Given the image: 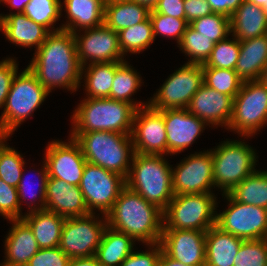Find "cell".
<instances>
[{"label": "cell", "instance_id": "6da1fadb", "mask_svg": "<svg viewBox=\"0 0 267 266\" xmlns=\"http://www.w3.org/2000/svg\"><path fill=\"white\" fill-rule=\"evenodd\" d=\"M33 55L27 67L49 92L56 87L71 90V93L78 91L83 81L74 33L50 32Z\"/></svg>", "mask_w": 267, "mask_h": 266}, {"label": "cell", "instance_id": "7a4b0ae2", "mask_svg": "<svg viewBox=\"0 0 267 266\" xmlns=\"http://www.w3.org/2000/svg\"><path fill=\"white\" fill-rule=\"evenodd\" d=\"M107 225L146 245L160 243L163 211L127 186L106 214Z\"/></svg>", "mask_w": 267, "mask_h": 266}, {"label": "cell", "instance_id": "3957f363", "mask_svg": "<svg viewBox=\"0 0 267 266\" xmlns=\"http://www.w3.org/2000/svg\"><path fill=\"white\" fill-rule=\"evenodd\" d=\"M73 112L71 133L106 131L131 134L136 108L110 98L85 97Z\"/></svg>", "mask_w": 267, "mask_h": 266}, {"label": "cell", "instance_id": "277c9868", "mask_svg": "<svg viewBox=\"0 0 267 266\" xmlns=\"http://www.w3.org/2000/svg\"><path fill=\"white\" fill-rule=\"evenodd\" d=\"M126 186L164 211L173 199L172 166L164 155L134 153Z\"/></svg>", "mask_w": 267, "mask_h": 266}, {"label": "cell", "instance_id": "5b68a950", "mask_svg": "<svg viewBox=\"0 0 267 266\" xmlns=\"http://www.w3.org/2000/svg\"><path fill=\"white\" fill-rule=\"evenodd\" d=\"M69 136L78 142L87 162L128 177L135 153L131 134L96 131Z\"/></svg>", "mask_w": 267, "mask_h": 266}, {"label": "cell", "instance_id": "8992f818", "mask_svg": "<svg viewBox=\"0 0 267 266\" xmlns=\"http://www.w3.org/2000/svg\"><path fill=\"white\" fill-rule=\"evenodd\" d=\"M244 141L226 139L215 149H209L213 158L214 185L223 194L256 171L258 153Z\"/></svg>", "mask_w": 267, "mask_h": 266}, {"label": "cell", "instance_id": "52a82bcc", "mask_svg": "<svg viewBox=\"0 0 267 266\" xmlns=\"http://www.w3.org/2000/svg\"><path fill=\"white\" fill-rule=\"evenodd\" d=\"M216 198L214 193L174 195L163 211V229L207 232L216 225Z\"/></svg>", "mask_w": 267, "mask_h": 266}, {"label": "cell", "instance_id": "ba28073f", "mask_svg": "<svg viewBox=\"0 0 267 266\" xmlns=\"http://www.w3.org/2000/svg\"><path fill=\"white\" fill-rule=\"evenodd\" d=\"M49 94L28 67L21 73L17 72L0 115V123L14 133L21 123L32 116Z\"/></svg>", "mask_w": 267, "mask_h": 266}, {"label": "cell", "instance_id": "9c48e42d", "mask_svg": "<svg viewBox=\"0 0 267 266\" xmlns=\"http://www.w3.org/2000/svg\"><path fill=\"white\" fill-rule=\"evenodd\" d=\"M267 126V88L260 80L244 81L233 100L228 131L252 138Z\"/></svg>", "mask_w": 267, "mask_h": 266}, {"label": "cell", "instance_id": "30bf717a", "mask_svg": "<svg viewBox=\"0 0 267 266\" xmlns=\"http://www.w3.org/2000/svg\"><path fill=\"white\" fill-rule=\"evenodd\" d=\"M125 187L122 175L86 162L79 188L90 213L106 215Z\"/></svg>", "mask_w": 267, "mask_h": 266}, {"label": "cell", "instance_id": "8fae6325", "mask_svg": "<svg viewBox=\"0 0 267 266\" xmlns=\"http://www.w3.org/2000/svg\"><path fill=\"white\" fill-rule=\"evenodd\" d=\"M106 227L103 214L100 218L95 213L65 218L58 247L69 258L94 256Z\"/></svg>", "mask_w": 267, "mask_h": 266}, {"label": "cell", "instance_id": "7c38bea8", "mask_svg": "<svg viewBox=\"0 0 267 266\" xmlns=\"http://www.w3.org/2000/svg\"><path fill=\"white\" fill-rule=\"evenodd\" d=\"M204 84L201 64L185 63L169 75L149 105L156 110L186 109L193 95Z\"/></svg>", "mask_w": 267, "mask_h": 266}, {"label": "cell", "instance_id": "4fadbf2b", "mask_svg": "<svg viewBox=\"0 0 267 266\" xmlns=\"http://www.w3.org/2000/svg\"><path fill=\"white\" fill-rule=\"evenodd\" d=\"M228 208L216 215V225L244 240L267 238V209L235 201L228 193Z\"/></svg>", "mask_w": 267, "mask_h": 266}, {"label": "cell", "instance_id": "5bb4252c", "mask_svg": "<svg viewBox=\"0 0 267 266\" xmlns=\"http://www.w3.org/2000/svg\"><path fill=\"white\" fill-rule=\"evenodd\" d=\"M213 187V158L210 150L190 154L176 167H172L174 195L212 193Z\"/></svg>", "mask_w": 267, "mask_h": 266}, {"label": "cell", "instance_id": "9a60e30c", "mask_svg": "<svg viewBox=\"0 0 267 266\" xmlns=\"http://www.w3.org/2000/svg\"><path fill=\"white\" fill-rule=\"evenodd\" d=\"M83 32L82 35L80 32ZM81 67L91 63L123 62L126 59L119 45V35L105 24L74 33Z\"/></svg>", "mask_w": 267, "mask_h": 266}, {"label": "cell", "instance_id": "2e32d148", "mask_svg": "<svg viewBox=\"0 0 267 266\" xmlns=\"http://www.w3.org/2000/svg\"><path fill=\"white\" fill-rule=\"evenodd\" d=\"M134 152L138 154L167 155V132L163 110L149 104L136 109L131 133Z\"/></svg>", "mask_w": 267, "mask_h": 266}, {"label": "cell", "instance_id": "e0dca14e", "mask_svg": "<svg viewBox=\"0 0 267 266\" xmlns=\"http://www.w3.org/2000/svg\"><path fill=\"white\" fill-rule=\"evenodd\" d=\"M68 142L52 140L45 149V165L48 177L79 186L86 159L78 142L69 136Z\"/></svg>", "mask_w": 267, "mask_h": 266}, {"label": "cell", "instance_id": "ac0fdd59", "mask_svg": "<svg viewBox=\"0 0 267 266\" xmlns=\"http://www.w3.org/2000/svg\"><path fill=\"white\" fill-rule=\"evenodd\" d=\"M206 232L199 230L163 229L162 251L172 259L188 266H205Z\"/></svg>", "mask_w": 267, "mask_h": 266}, {"label": "cell", "instance_id": "d6986e66", "mask_svg": "<svg viewBox=\"0 0 267 266\" xmlns=\"http://www.w3.org/2000/svg\"><path fill=\"white\" fill-rule=\"evenodd\" d=\"M163 119L167 132V155L170 156L186 150L209 126L187 109H165Z\"/></svg>", "mask_w": 267, "mask_h": 266}, {"label": "cell", "instance_id": "ffe728a7", "mask_svg": "<svg viewBox=\"0 0 267 266\" xmlns=\"http://www.w3.org/2000/svg\"><path fill=\"white\" fill-rule=\"evenodd\" d=\"M232 96L222 94L203 84L193 95L186 108L191 114L206 122L209 127L228 128L233 112Z\"/></svg>", "mask_w": 267, "mask_h": 266}, {"label": "cell", "instance_id": "44dd1931", "mask_svg": "<svg viewBox=\"0 0 267 266\" xmlns=\"http://www.w3.org/2000/svg\"><path fill=\"white\" fill-rule=\"evenodd\" d=\"M45 210L55 212L64 218L90 214L79 186L51 177L47 180Z\"/></svg>", "mask_w": 267, "mask_h": 266}, {"label": "cell", "instance_id": "7402d4cb", "mask_svg": "<svg viewBox=\"0 0 267 266\" xmlns=\"http://www.w3.org/2000/svg\"><path fill=\"white\" fill-rule=\"evenodd\" d=\"M12 224L5 237V258L0 266H26L40 249L29 225L23 219H10Z\"/></svg>", "mask_w": 267, "mask_h": 266}, {"label": "cell", "instance_id": "603a6c76", "mask_svg": "<svg viewBox=\"0 0 267 266\" xmlns=\"http://www.w3.org/2000/svg\"><path fill=\"white\" fill-rule=\"evenodd\" d=\"M0 17L1 32L4 33L5 38L21 47H30V49L34 47L37 50L50 33L24 13L0 14Z\"/></svg>", "mask_w": 267, "mask_h": 266}, {"label": "cell", "instance_id": "cb8c5ba5", "mask_svg": "<svg viewBox=\"0 0 267 266\" xmlns=\"http://www.w3.org/2000/svg\"><path fill=\"white\" fill-rule=\"evenodd\" d=\"M62 9L65 10L68 19L61 24L62 30L75 33L81 29L96 28L104 24V0H63Z\"/></svg>", "mask_w": 267, "mask_h": 266}, {"label": "cell", "instance_id": "d4e9b609", "mask_svg": "<svg viewBox=\"0 0 267 266\" xmlns=\"http://www.w3.org/2000/svg\"><path fill=\"white\" fill-rule=\"evenodd\" d=\"M267 65V34L240 41L235 71L244 81L259 80Z\"/></svg>", "mask_w": 267, "mask_h": 266}, {"label": "cell", "instance_id": "484cf974", "mask_svg": "<svg viewBox=\"0 0 267 266\" xmlns=\"http://www.w3.org/2000/svg\"><path fill=\"white\" fill-rule=\"evenodd\" d=\"M243 241L217 225L210 227L205 236V266H233Z\"/></svg>", "mask_w": 267, "mask_h": 266}, {"label": "cell", "instance_id": "4316f807", "mask_svg": "<svg viewBox=\"0 0 267 266\" xmlns=\"http://www.w3.org/2000/svg\"><path fill=\"white\" fill-rule=\"evenodd\" d=\"M230 33L239 41L267 34V15L254 3L244 0L230 17Z\"/></svg>", "mask_w": 267, "mask_h": 266}, {"label": "cell", "instance_id": "83f0119b", "mask_svg": "<svg viewBox=\"0 0 267 266\" xmlns=\"http://www.w3.org/2000/svg\"><path fill=\"white\" fill-rule=\"evenodd\" d=\"M22 219L31 228L40 249L59 246L64 217L48 210H38L24 213Z\"/></svg>", "mask_w": 267, "mask_h": 266}, {"label": "cell", "instance_id": "f1b7e54d", "mask_svg": "<svg viewBox=\"0 0 267 266\" xmlns=\"http://www.w3.org/2000/svg\"><path fill=\"white\" fill-rule=\"evenodd\" d=\"M150 10L147 5L134 0L111 2L105 4L104 24L118 33L145 21L149 17Z\"/></svg>", "mask_w": 267, "mask_h": 266}, {"label": "cell", "instance_id": "f546056e", "mask_svg": "<svg viewBox=\"0 0 267 266\" xmlns=\"http://www.w3.org/2000/svg\"><path fill=\"white\" fill-rule=\"evenodd\" d=\"M134 242L132 237L107 225L95 256L101 266H121L134 250Z\"/></svg>", "mask_w": 267, "mask_h": 266}, {"label": "cell", "instance_id": "4dcf8cb0", "mask_svg": "<svg viewBox=\"0 0 267 266\" xmlns=\"http://www.w3.org/2000/svg\"><path fill=\"white\" fill-rule=\"evenodd\" d=\"M116 71V62L91 63L81 68L85 97L110 98V90ZM84 78H83V77Z\"/></svg>", "mask_w": 267, "mask_h": 266}, {"label": "cell", "instance_id": "1f68e13d", "mask_svg": "<svg viewBox=\"0 0 267 266\" xmlns=\"http://www.w3.org/2000/svg\"><path fill=\"white\" fill-rule=\"evenodd\" d=\"M141 75L129 65L128 61L116 62V71L110 90V99L132 104L136 109L149 104L132 99L134 93L141 87Z\"/></svg>", "mask_w": 267, "mask_h": 266}, {"label": "cell", "instance_id": "d6a6232c", "mask_svg": "<svg viewBox=\"0 0 267 266\" xmlns=\"http://www.w3.org/2000/svg\"><path fill=\"white\" fill-rule=\"evenodd\" d=\"M240 203L267 209V170H256L228 193Z\"/></svg>", "mask_w": 267, "mask_h": 266}, {"label": "cell", "instance_id": "836d02e7", "mask_svg": "<svg viewBox=\"0 0 267 266\" xmlns=\"http://www.w3.org/2000/svg\"><path fill=\"white\" fill-rule=\"evenodd\" d=\"M118 35L120 49L124 57L128 52L139 54L141 51H145L155 41L153 26L149 17L141 23L119 31Z\"/></svg>", "mask_w": 267, "mask_h": 266}, {"label": "cell", "instance_id": "e575fe53", "mask_svg": "<svg viewBox=\"0 0 267 266\" xmlns=\"http://www.w3.org/2000/svg\"><path fill=\"white\" fill-rule=\"evenodd\" d=\"M62 12L61 0H30L24 14L49 32H55L62 30L61 26L54 27V23L60 21L58 19L61 18Z\"/></svg>", "mask_w": 267, "mask_h": 266}, {"label": "cell", "instance_id": "d590c367", "mask_svg": "<svg viewBox=\"0 0 267 266\" xmlns=\"http://www.w3.org/2000/svg\"><path fill=\"white\" fill-rule=\"evenodd\" d=\"M214 44L210 38L201 35L188 25L181 41L177 45L190 58L187 63L202 65L209 58Z\"/></svg>", "mask_w": 267, "mask_h": 266}, {"label": "cell", "instance_id": "8d00e7d4", "mask_svg": "<svg viewBox=\"0 0 267 266\" xmlns=\"http://www.w3.org/2000/svg\"><path fill=\"white\" fill-rule=\"evenodd\" d=\"M42 167L43 168L40 169L41 171H38V170L36 171L37 175H38V178L40 177L39 180L37 179L39 181L38 182V184H39L38 185V189L39 190L36 191L38 193L37 194L35 192V190H33V193L30 192L32 189H34V187L30 185L32 183L31 181L29 182V181H27V178L25 179V176H24L25 175V172H24L25 171V166H24V169L22 171V176H21V179H20L18 187H17V192H18V196H19V205H20V219H22V217L24 216V215H22L23 214V212H22L23 208L21 206V205H23V204H21L23 202L29 208L26 213H29V212H32V211H38V210H45V197H46V187H47V180H48V173H47V167L45 165V162H43V166ZM28 194L30 195V197L32 199V200H29V203H28V201H26ZM36 198H37L38 201L36 200Z\"/></svg>", "mask_w": 267, "mask_h": 266}, {"label": "cell", "instance_id": "74e56055", "mask_svg": "<svg viewBox=\"0 0 267 266\" xmlns=\"http://www.w3.org/2000/svg\"><path fill=\"white\" fill-rule=\"evenodd\" d=\"M228 37L214 44V48L207 61L202 64V68L235 70L239 58L240 41L233 35L232 38Z\"/></svg>", "mask_w": 267, "mask_h": 266}, {"label": "cell", "instance_id": "f35d334b", "mask_svg": "<svg viewBox=\"0 0 267 266\" xmlns=\"http://www.w3.org/2000/svg\"><path fill=\"white\" fill-rule=\"evenodd\" d=\"M203 81L207 87L233 98L243 84L235 70L221 68H203Z\"/></svg>", "mask_w": 267, "mask_h": 266}, {"label": "cell", "instance_id": "ab89813d", "mask_svg": "<svg viewBox=\"0 0 267 266\" xmlns=\"http://www.w3.org/2000/svg\"><path fill=\"white\" fill-rule=\"evenodd\" d=\"M189 25L201 35L210 38L215 44L231 36L230 18L220 13L213 12L193 20Z\"/></svg>", "mask_w": 267, "mask_h": 266}, {"label": "cell", "instance_id": "60d3db41", "mask_svg": "<svg viewBox=\"0 0 267 266\" xmlns=\"http://www.w3.org/2000/svg\"><path fill=\"white\" fill-rule=\"evenodd\" d=\"M233 266H267V238L244 240Z\"/></svg>", "mask_w": 267, "mask_h": 266}, {"label": "cell", "instance_id": "b9f144b4", "mask_svg": "<svg viewBox=\"0 0 267 266\" xmlns=\"http://www.w3.org/2000/svg\"><path fill=\"white\" fill-rule=\"evenodd\" d=\"M23 157L20 152L8 145L0 153V179L17 188L26 165Z\"/></svg>", "mask_w": 267, "mask_h": 266}, {"label": "cell", "instance_id": "7bdbcfd3", "mask_svg": "<svg viewBox=\"0 0 267 266\" xmlns=\"http://www.w3.org/2000/svg\"><path fill=\"white\" fill-rule=\"evenodd\" d=\"M149 18L153 26V34L157 36L173 38L179 44L189 23L186 19H179L150 10Z\"/></svg>", "mask_w": 267, "mask_h": 266}, {"label": "cell", "instance_id": "ee69618b", "mask_svg": "<svg viewBox=\"0 0 267 266\" xmlns=\"http://www.w3.org/2000/svg\"><path fill=\"white\" fill-rule=\"evenodd\" d=\"M0 215L4 219H20V205L17 188L0 179Z\"/></svg>", "mask_w": 267, "mask_h": 266}, {"label": "cell", "instance_id": "f6af8a7d", "mask_svg": "<svg viewBox=\"0 0 267 266\" xmlns=\"http://www.w3.org/2000/svg\"><path fill=\"white\" fill-rule=\"evenodd\" d=\"M146 246H148L149 250H133L129 254V256L121 263V266H158V262L162 253L161 244L156 243Z\"/></svg>", "mask_w": 267, "mask_h": 266}, {"label": "cell", "instance_id": "bcb514c9", "mask_svg": "<svg viewBox=\"0 0 267 266\" xmlns=\"http://www.w3.org/2000/svg\"><path fill=\"white\" fill-rule=\"evenodd\" d=\"M69 257L59 248L39 249L26 266H67Z\"/></svg>", "mask_w": 267, "mask_h": 266}, {"label": "cell", "instance_id": "7dc6e473", "mask_svg": "<svg viewBox=\"0 0 267 266\" xmlns=\"http://www.w3.org/2000/svg\"><path fill=\"white\" fill-rule=\"evenodd\" d=\"M18 63L14 58L0 61V108L3 109L10 91L13 78L18 72Z\"/></svg>", "mask_w": 267, "mask_h": 266}, {"label": "cell", "instance_id": "c3c4849f", "mask_svg": "<svg viewBox=\"0 0 267 266\" xmlns=\"http://www.w3.org/2000/svg\"><path fill=\"white\" fill-rule=\"evenodd\" d=\"M184 12L188 23L213 13L207 0H184Z\"/></svg>", "mask_w": 267, "mask_h": 266}, {"label": "cell", "instance_id": "681fc988", "mask_svg": "<svg viewBox=\"0 0 267 266\" xmlns=\"http://www.w3.org/2000/svg\"><path fill=\"white\" fill-rule=\"evenodd\" d=\"M152 10L155 13L185 19L184 0H158Z\"/></svg>", "mask_w": 267, "mask_h": 266}, {"label": "cell", "instance_id": "f907efd6", "mask_svg": "<svg viewBox=\"0 0 267 266\" xmlns=\"http://www.w3.org/2000/svg\"><path fill=\"white\" fill-rule=\"evenodd\" d=\"M244 0H207L214 13L231 17Z\"/></svg>", "mask_w": 267, "mask_h": 266}, {"label": "cell", "instance_id": "816d5d0a", "mask_svg": "<svg viewBox=\"0 0 267 266\" xmlns=\"http://www.w3.org/2000/svg\"><path fill=\"white\" fill-rule=\"evenodd\" d=\"M67 266H101L96 256L70 258Z\"/></svg>", "mask_w": 267, "mask_h": 266}, {"label": "cell", "instance_id": "f5cc1de1", "mask_svg": "<svg viewBox=\"0 0 267 266\" xmlns=\"http://www.w3.org/2000/svg\"><path fill=\"white\" fill-rule=\"evenodd\" d=\"M30 0H2L4 4L9 5L10 8L16 9L17 12H10L12 13H24L26 5L29 3Z\"/></svg>", "mask_w": 267, "mask_h": 266}, {"label": "cell", "instance_id": "db71d44e", "mask_svg": "<svg viewBox=\"0 0 267 266\" xmlns=\"http://www.w3.org/2000/svg\"><path fill=\"white\" fill-rule=\"evenodd\" d=\"M14 134L10 129L0 123V153L8 146L7 138Z\"/></svg>", "mask_w": 267, "mask_h": 266}, {"label": "cell", "instance_id": "11a10c76", "mask_svg": "<svg viewBox=\"0 0 267 266\" xmlns=\"http://www.w3.org/2000/svg\"><path fill=\"white\" fill-rule=\"evenodd\" d=\"M158 266H188V265H185L179 261L172 259L162 251L158 262Z\"/></svg>", "mask_w": 267, "mask_h": 266}, {"label": "cell", "instance_id": "9f6ffc18", "mask_svg": "<svg viewBox=\"0 0 267 266\" xmlns=\"http://www.w3.org/2000/svg\"><path fill=\"white\" fill-rule=\"evenodd\" d=\"M140 4L147 5L150 9H152L158 2V0H134Z\"/></svg>", "mask_w": 267, "mask_h": 266}, {"label": "cell", "instance_id": "6f0895ef", "mask_svg": "<svg viewBox=\"0 0 267 266\" xmlns=\"http://www.w3.org/2000/svg\"><path fill=\"white\" fill-rule=\"evenodd\" d=\"M267 88V65L264 67L262 75L259 79Z\"/></svg>", "mask_w": 267, "mask_h": 266}, {"label": "cell", "instance_id": "680465c9", "mask_svg": "<svg viewBox=\"0 0 267 266\" xmlns=\"http://www.w3.org/2000/svg\"><path fill=\"white\" fill-rule=\"evenodd\" d=\"M247 1L254 3L257 6H260L261 8L267 3V0H247Z\"/></svg>", "mask_w": 267, "mask_h": 266}, {"label": "cell", "instance_id": "91938a15", "mask_svg": "<svg viewBox=\"0 0 267 266\" xmlns=\"http://www.w3.org/2000/svg\"><path fill=\"white\" fill-rule=\"evenodd\" d=\"M116 1H125V0H104V3L108 4V3L116 2Z\"/></svg>", "mask_w": 267, "mask_h": 266}, {"label": "cell", "instance_id": "94428289", "mask_svg": "<svg viewBox=\"0 0 267 266\" xmlns=\"http://www.w3.org/2000/svg\"><path fill=\"white\" fill-rule=\"evenodd\" d=\"M262 9L264 10V12H265L266 15H267V3L262 7Z\"/></svg>", "mask_w": 267, "mask_h": 266}]
</instances>
